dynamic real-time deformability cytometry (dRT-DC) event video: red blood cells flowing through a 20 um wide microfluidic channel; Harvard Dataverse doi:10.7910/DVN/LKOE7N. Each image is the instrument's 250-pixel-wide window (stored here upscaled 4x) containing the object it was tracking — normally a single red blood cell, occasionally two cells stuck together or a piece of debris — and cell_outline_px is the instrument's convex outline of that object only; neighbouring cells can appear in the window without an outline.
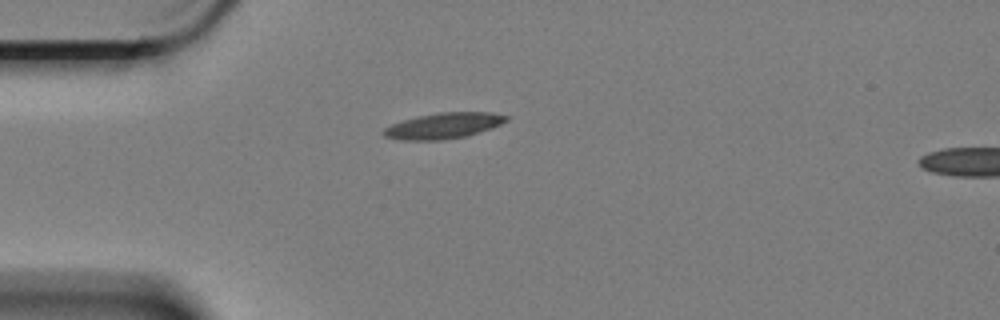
{"species": "Egyptian fruit bat (a non-hibernating species)", "species_latin": "Rousettus aegyptiacus", "temperature_condition": "cold", "stored_images_in_passage": 45, "camera_frame_rate_fps": 3000, "um_per_image_px": 0.085, "animal": {"sex": "female"}, "frame": {"image": 1, "passage_image": 1, "time_ms": 0.0, "image_size_px": [1000, 320], "cell_outline_px": [[508, 120], [492, 128], [468, 136], [440, 140], [400, 140], [384, 136], [380, 132], [384, 128], [392, 124], [416, 116], [440, 112], [492, 112], [508, 116]], "centroid_in_image_um": [37.69, 10.69], "position_along_channel_um": 47.3, "area_um2": 18.55}}
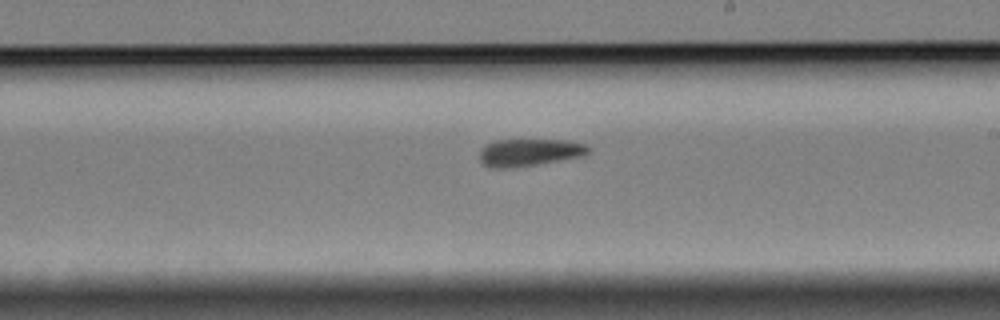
{"frame": {"image": 2, "passage_image": 20, "time_ms": 6.333, "image_size_px": [1000, 320], "cell_outline_px": [[588, 152], [584, 156], [536, 164], [504, 168], [492, 168], [484, 164], [480, 160], [480, 148], [484, 144], [496, 140], [564, 140], [584, 144], [588, 148]], "centroid_in_image_um": [44.94, 12.94], "position_along_channel_um": 244.1, "area_um2": 17.11}}
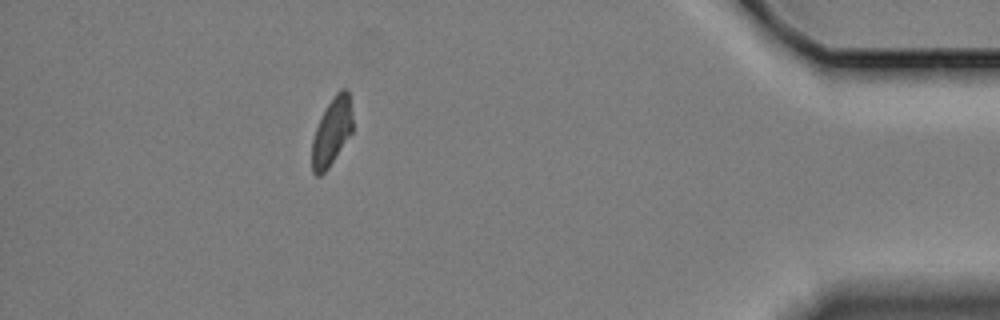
{"frame": {"image": 3, "passage_image": 39, "time_ms": 12.667, "image_size_px": [1000, 320], "cell_outline_px": [[352, 132], [328, 168], [320, 176], [316, 176], [312, 172], [312, 140], [316, 128], [328, 104], [336, 92], [340, 88], [348, 88], [352, 116]], "centroid_in_image_um": [28.2, 11.19], "position_along_channel_um": 407.0, "area_um2": 15.84}, "authors_computed_cell_mechanics": {"area_um2": 17.4556, "velocity_mm_per_s": 3.3366, "shape_relaxation_time_tau1_ms": null, "shape_relaxation_time_tau2_ms": 3.3479, "deformation_change_tau1": null, "deformation_change_tau2": 0.1029}}